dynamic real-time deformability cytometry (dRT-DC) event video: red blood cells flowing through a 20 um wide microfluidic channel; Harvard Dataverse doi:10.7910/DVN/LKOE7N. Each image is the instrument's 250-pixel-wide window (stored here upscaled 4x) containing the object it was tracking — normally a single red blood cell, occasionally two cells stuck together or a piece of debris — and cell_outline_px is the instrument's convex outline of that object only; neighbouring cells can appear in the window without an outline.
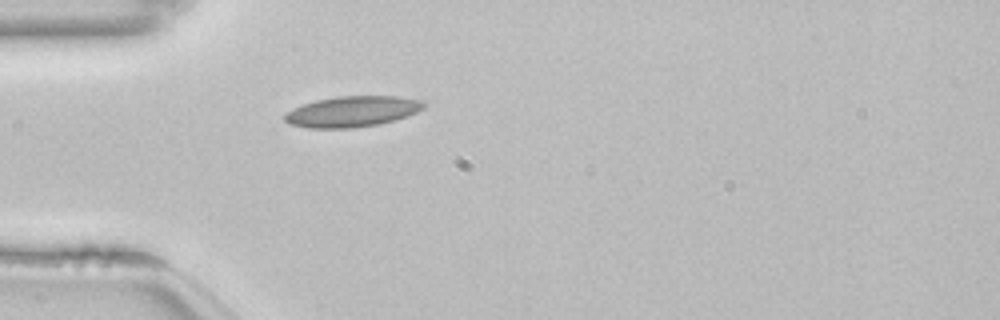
{"species": "common noctule bat (a hibernating species)", "species_latin": "Nyctalus noctula", "temperature_condition": "room temperature", "stored_images_in_passage": 39, "camera_frame_rate_fps": 3000, "um_per_image_px": 0.085, "animal": {"sex": "female", "body_mass_g": 22.7, "forearm_length_mm": 54.2}, "frame": {"image": 1, "passage_image": 1, "time_ms": 0.0, "image_size_px": [1000, 320], "cell_outline_px": [[424, 108], [408, 116], [396, 120], [380, 124], [352, 128], [308, 128], [288, 124], [284, 120], [284, 116], [292, 108], [316, 100], [336, 96], [396, 96], [416, 100], [424, 104]], "centroid_in_image_um": [29.9, 9.49], "position_along_channel_um": 55.1, "area_um2": 24.85}}
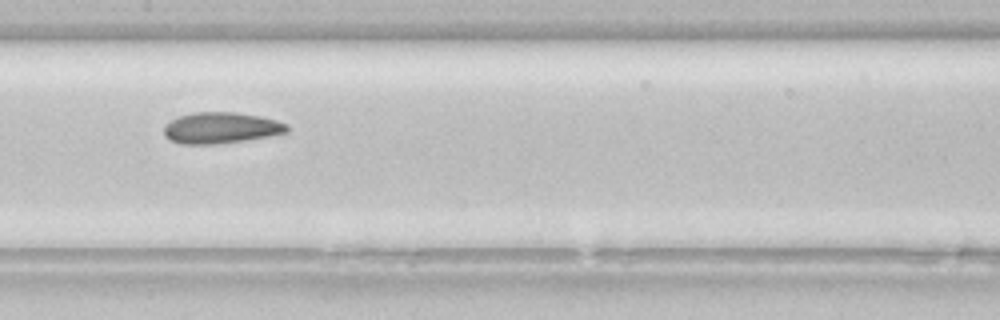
{"frame": {"image": 2, "passage_image": 12, "time_ms": 3.667, "image_size_px": [1000, 320], "cell_outline_px": [[288, 132], [268, 136], [244, 140], [216, 144], [180, 144], [168, 140], [164, 136], [164, 124], [180, 116], [192, 112], [236, 112], [260, 116], [276, 120], [288, 124]], "centroid_in_image_um": [18.75, 10.87], "position_along_channel_um": 188.7, "area_um2": 22.43}}
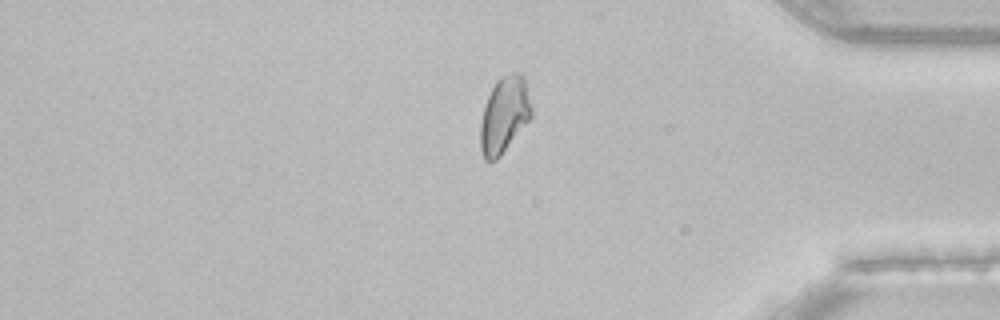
{"frame": {"image": 3, "passage_image": 30, "time_ms": 9.667, "image_size_px": [1000, 320], "cell_outline_px": [[532, 116], [500, 156], [496, 160], [484, 160], [480, 148], [480, 124], [484, 104], [496, 80], [500, 76], [512, 72], [520, 72], [524, 76], [532, 108]], "centroid_in_image_um": [42.85, 9.74], "position_along_channel_um": 392.3, "area_um2": 22.77}, "authors_computed_cell_mechanics": {"area_um2": 22.4264, "velocity_mm_per_s": 3.8281, "shape_relaxation_time_tau1_ms": 6.6756, "shape_relaxation_time_tau2_ms": 2.9161, "deformation_change_tau1": 0.1256, "deformation_change_tau2": 0.0788}}